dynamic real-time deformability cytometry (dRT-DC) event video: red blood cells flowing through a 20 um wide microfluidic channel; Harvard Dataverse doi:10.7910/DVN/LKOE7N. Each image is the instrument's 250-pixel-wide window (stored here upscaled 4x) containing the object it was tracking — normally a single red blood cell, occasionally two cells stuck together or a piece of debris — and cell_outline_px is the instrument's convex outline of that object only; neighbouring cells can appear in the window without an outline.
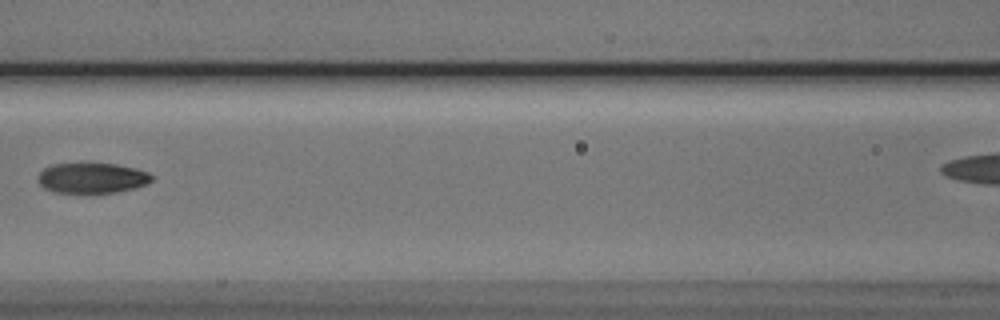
{"species": "Egyptian fruit bat (a non-hibernating species)", "species_latin": "Rousettus aegyptiacus", "temperature_condition": "cold", "stored_images_in_passage": 8, "camera_frame_rate_fps": 3000, "um_per_image_px": 0.085, "animal": {"sex": "male"}, "frame": {"image": 1, "passage_image": 7, "time_ms": 8.0, "image_size_px": [1000, 320], "cell_outline_px": [[152, 180], [136, 188], [116, 192], [56, 192], [44, 188], [40, 184], [40, 172], [44, 168], [52, 164], [88, 160], [116, 164], [136, 168], [148, 172], [152, 176]], "centroid_in_image_um": [7.82, 15.07], "position_along_channel_um": 158.8, "area_um2": 20.63}}
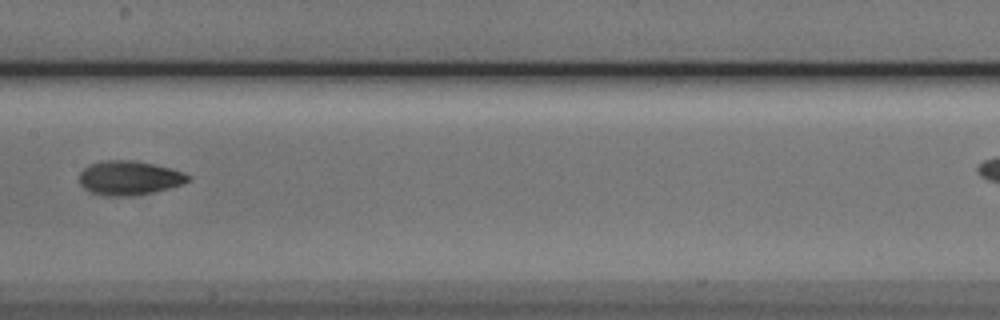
{"frame": {"image": 2, "passage_image": 8, "time_ms": 9.0, "image_size_px": [1000, 320], "cell_outline_px": [[192, 176], [188, 180], [180, 184], [168, 188], [152, 192], [132, 196], [104, 196], [92, 192], [84, 188], [80, 184], [80, 172], [88, 164], [104, 160], [136, 160], [172, 168], [184, 172]], "centroid_in_image_um": [10.97, 15.11], "position_along_channel_um": 196.4, "area_um2": 21.73}}